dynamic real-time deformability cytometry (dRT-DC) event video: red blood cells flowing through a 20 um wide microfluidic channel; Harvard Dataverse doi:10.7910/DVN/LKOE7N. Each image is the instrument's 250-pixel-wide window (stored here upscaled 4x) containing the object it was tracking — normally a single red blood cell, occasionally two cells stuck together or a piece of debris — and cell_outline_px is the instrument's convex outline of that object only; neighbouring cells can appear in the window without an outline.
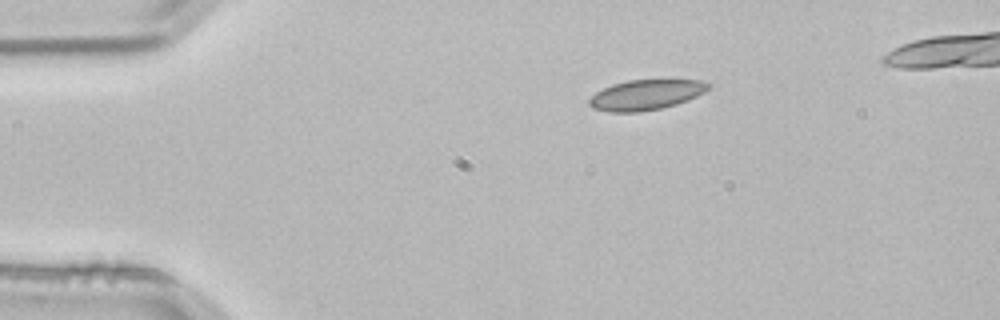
{"species": "common noctule bat (a hibernating species)", "species_latin": "Nyctalus noctula", "temperature_condition": "room temperature", "stored_images_in_passage": 3, "camera_frame_rate_fps": 3000, "um_per_image_px": 0.085, "animal": {"sex": "male", "body_mass_g": 21.5, "forearm_length_mm": 52.0}, "frame": {"image": 1, "passage_image": 1, "time_ms": 0.0, "image_size_px": [1000, 320], "cell_outline_px": [[712, 84], [704, 92], [688, 100], [676, 104], [660, 108], [640, 112], [608, 112], [592, 108], [588, 104], [588, 100], [596, 92], [612, 84], [628, 80], [660, 76], [700, 80]], "centroid_in_image_um": [54.95, 8.0], "position_along_channel_um": 30.1, "area_um2": 21.96}}